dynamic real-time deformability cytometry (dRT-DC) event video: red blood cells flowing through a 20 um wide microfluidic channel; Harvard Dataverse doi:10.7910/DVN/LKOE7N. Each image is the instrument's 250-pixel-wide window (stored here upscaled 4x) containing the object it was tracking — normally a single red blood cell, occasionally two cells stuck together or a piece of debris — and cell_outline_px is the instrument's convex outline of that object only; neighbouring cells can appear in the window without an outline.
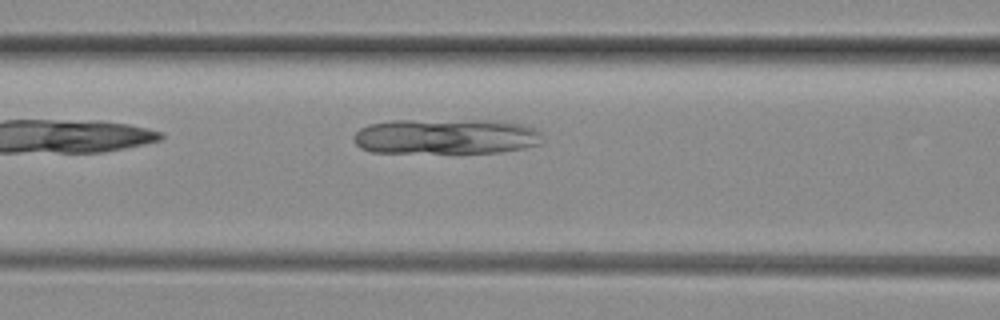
{"species": "common noctule bat (a hibernating species)", "species_latin": "Nyctalus noctula", "temperature_condition": "room temperature", "stored_images_in_passage": 4, "camera_frame_rate_fps": 3000, "um_per_image_px": 0.085, "animal": {"sex": "female", "body_mass_g": 29.2, "forearm_length_mm": 56.3}, "frame": {"image": 1, "passage_image": 4, "time_ms": 1.0, "image_size_px": [1000, 320], "cell_outline_px": [[540, 144], [524, 148], [500, 152], [372, 152], [360, 148], [356, 144], [352, 136], [360, 128], [368, 124], [392, 120], [500, 120], [524, 124], [536, 128], [540, 132]], "centroid_in_image_um": [37.9, 11.58], "position_along_channel_um": 128.7, "area_um2": 39.19}}